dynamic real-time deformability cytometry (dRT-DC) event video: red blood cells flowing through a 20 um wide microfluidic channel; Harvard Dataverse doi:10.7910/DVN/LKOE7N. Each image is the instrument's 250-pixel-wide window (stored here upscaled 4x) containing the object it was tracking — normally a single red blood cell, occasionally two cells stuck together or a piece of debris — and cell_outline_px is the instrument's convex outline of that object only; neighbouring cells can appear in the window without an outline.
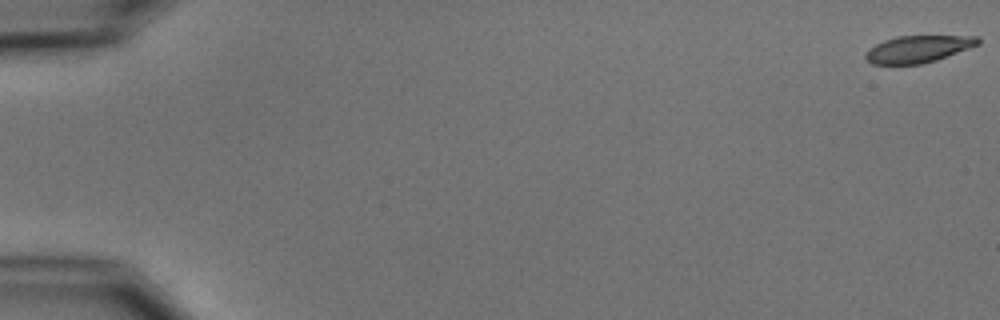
{"species": "common noctule bat (a hibernating species)", "species_latin": "Nyctalus noctula", "temperature_condition": "cold", "stored_images_in_passage": 10, "camera_frame_rate_fps": 3000, "um_per_image_px": 0.085, "animal": {"sex": "male", "body_mass_g": 15.6}, "frame": {"image": 1, "passage_image": 1, "time_ms": 0.0, "image_size_px": [1000, 320], "cell_outline_px": [[980, 44], [936, 60], [920, 64], [872, 64], [864, 56], [864, 52], [876, 44], [884, 40], [896, 36], [980, 36]], "centroid_in_image_um": [78.03, 4.16], "position_along_channel_um": 7.0, "area_um2": 17.63}}
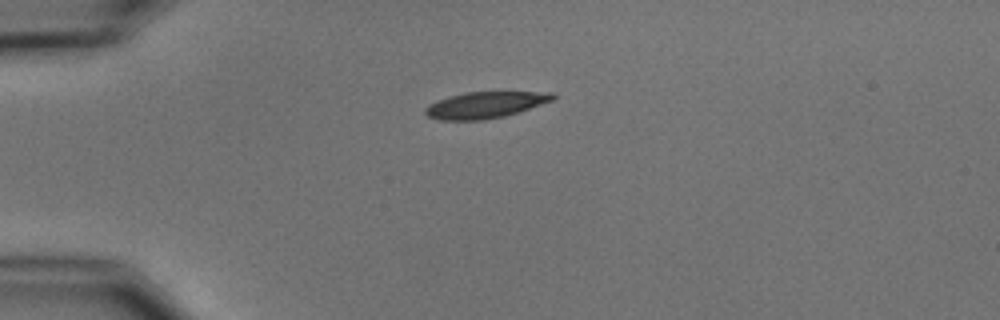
{"frame": {"image": 2, "passage_image": 5, "time_ms": 4.667, "image_size_px": [1000, 320], "cell_outline_px": [[556, 100], [520, 112], [504, 116], [484, 120], [440, 120], [428, 116], [424, 112], [424, 108], [428, 104], [436, 100], [448, 96], [464, 92], [552, 92], [556, 96]], "centroid_in_image_um": [41.26, 8.92], "position_along_channel_um": 43.7, "area_um2": 19.94}}
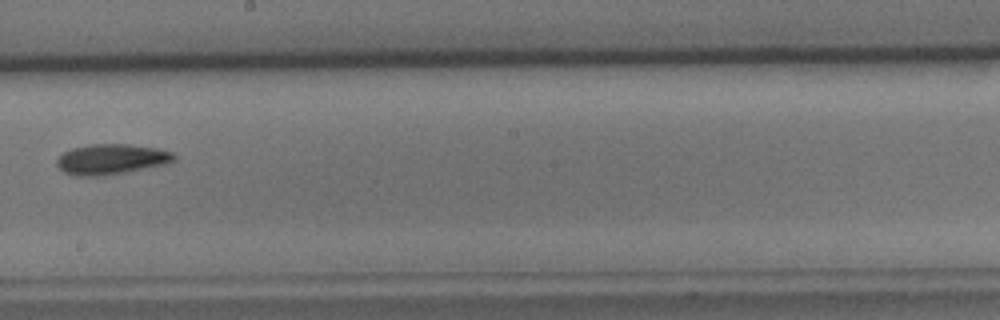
{"frame": {"image": 3, "passage_image": 10, "time_ms": 10.667, "image_size_px": [1000, 320], "cell_outline_px": [[176, 160], [164, 164], [104, 176], [76, 176], [64, 172], [56, 164], [56, 160], [64, 152], [72, 148], [88, 144], [128, 144], [156, 148], [172, 152], [176, 156]], "centroid_in_image_um": [9.44, 13.53], "position_along_channel_um": 238.8, "area_um2": 20.63}}